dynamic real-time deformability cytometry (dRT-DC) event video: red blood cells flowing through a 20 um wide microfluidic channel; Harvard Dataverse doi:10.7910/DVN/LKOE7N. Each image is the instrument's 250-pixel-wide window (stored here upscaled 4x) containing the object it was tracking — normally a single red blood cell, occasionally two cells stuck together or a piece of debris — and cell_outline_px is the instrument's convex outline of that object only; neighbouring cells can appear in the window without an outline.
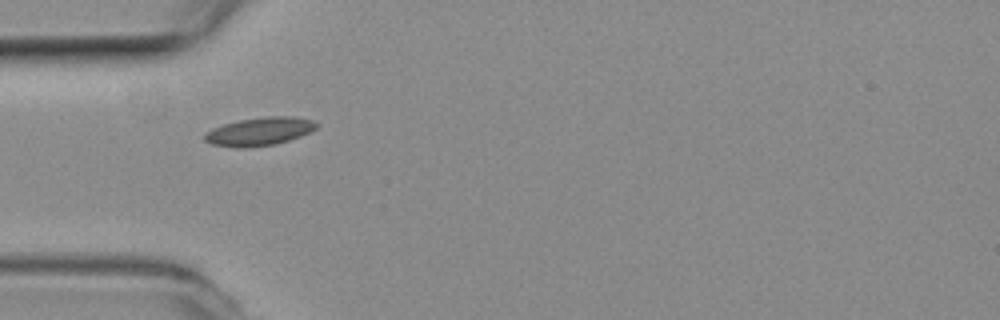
{"species": "common noctule bat (a hibernating species)", "species_latin": "Nyctalus noctula", "temperature_condition": "room temperature", "stored_images_in_passage": 39, "camera_frame_rate_fps": 3000, "um_per_image_px": 0.085, "animal": {"sex": "female", "body_mass_g": 19.3, "forearm_length_mm": 54.1}, "frame": {"image": 1, "passage_image": 1, "time_ms": 0.0, "image_size_px": [1000, 320], "cell_outline_px": [[320, 124], [316, 128], [300, 136], [288, 140], [272, 144], [240, 148], [212, 144], [204, 140], [204, 132], [212, 128], [224, 124], [240, 120], [268, 116], [292, 116], [312, 120]], "centroid_in_image_um": [22.04, 11.16], "position_along_channel_um": 63.0, "area_um2": 18.15}}
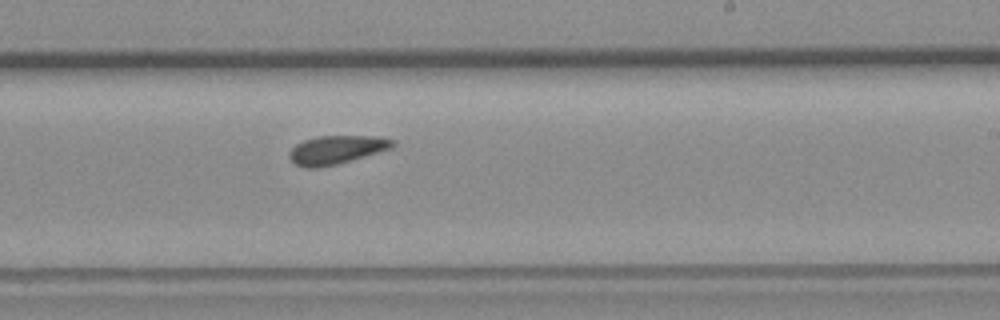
{"frame": {"image": 2, "passage_image": 17, "time_ms": 5.333, "image_size_px": [1000, 320], "cell_outline_px": [[396, 144], [392, 148], [336, 164], [320, 168], [304, 168], [296, 164], [288, 156], [292, 148], [296, 144], [304, 140], [316, 136], [376, 136], [396, 140]], "centroid_in_image_um": [28.6, 12.72], "position_along_channel_um": 260.4, "area_um2": 17.11}}
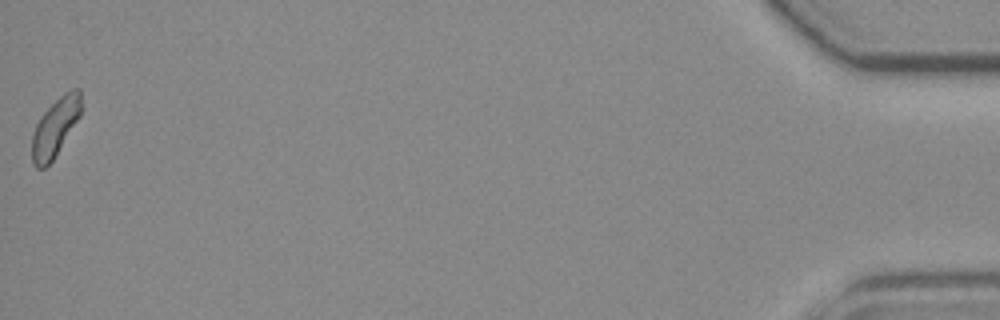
{"frame": {"image": 3, "passage_image": 39, "time_ms": 12.667, "image_size_px": [1000, 320], "cell_outline_px": [[80, 116], [52, 160], [44, 168], [36, 168], [32, 160], [32, 136], [36, 124], [40, 116], [64, 92], [72, 88], [80, 88]], "centroid_in_image_um": [4.68, 10.81], "position_along_channel_um": 430.5, "area_um2": 16.3}, "authors_computed_cell_mechanics": {"area_um2": 16.5308, "velocity_mm_per_s": 3.7343, "shape_relaxation_time_tau1_ms": null, "shape_relaxation_time_tau2_ms": 4.8952, "deformation_change_tau1": null, "deformation_change_tau2": 0.1159}}